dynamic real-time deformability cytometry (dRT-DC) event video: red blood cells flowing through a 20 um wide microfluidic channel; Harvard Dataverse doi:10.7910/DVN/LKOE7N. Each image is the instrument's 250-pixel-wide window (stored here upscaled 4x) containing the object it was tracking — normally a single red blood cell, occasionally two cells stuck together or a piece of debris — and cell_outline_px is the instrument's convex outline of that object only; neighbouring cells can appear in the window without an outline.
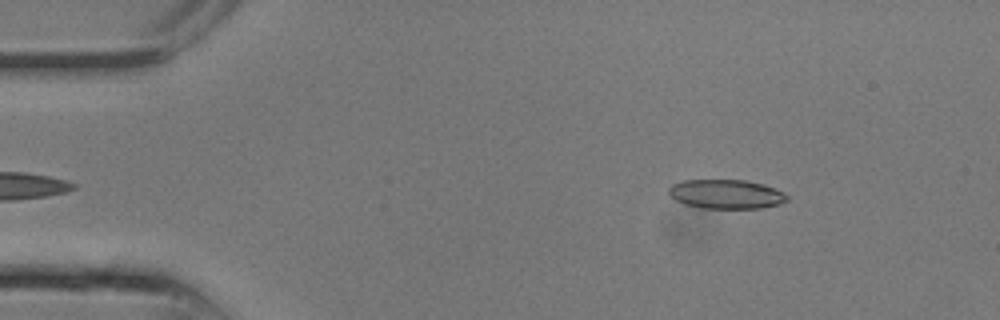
{"species": "common noctule bat (a hibernating species)", "species_latin": "Nyctalus noctula", "temperature_condition": "room temperature", "stored_images_in_passage": 6, "camera_frame_rate_fps": 3000, "um_per_image_px": 0.085, "animal": {"sex": "male", "body_mass_g": 13.3}, "frame": {"image": 1, "passage_image": 1, "time_ms": 0.0, "image_size_px": [1000, 320], "cell_outline_px": [[788, 200], [780, 204], [760, 208], [704, 208], [684, 204], [676, 200], [668, 192], [668, 188], [672, 184], [684, 180], [744, 180], [764, 184], [784, 192], [788, 196]], "centroid_in_image_um": [61.74, 16.5], "position_along_channel_um": 23.3, "area_um2": 20.11}}
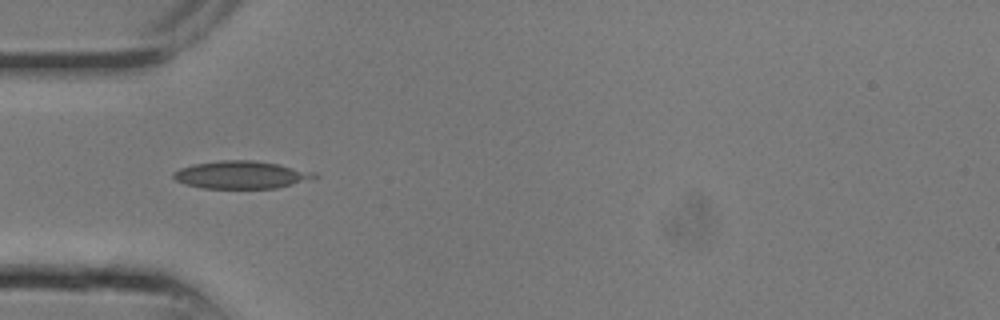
{"frame": {"image": 2, "passage_image": 5, "time_ms": 1.333, "image_size_px": [1000, 320], "cell_outline_px": [[320, 176], [316, 180], [276, 188], [200, 188], [184, 184], [176, 180], [172, 176], [172, 172], [180, 168], [196, 164], [220, 160], [252, 160], [276, 164], [316, 172]], "centroid_in_image_um": [20.56, 14.87], "position_along_channel_um": 64.4, "area_um2": 22.95}}